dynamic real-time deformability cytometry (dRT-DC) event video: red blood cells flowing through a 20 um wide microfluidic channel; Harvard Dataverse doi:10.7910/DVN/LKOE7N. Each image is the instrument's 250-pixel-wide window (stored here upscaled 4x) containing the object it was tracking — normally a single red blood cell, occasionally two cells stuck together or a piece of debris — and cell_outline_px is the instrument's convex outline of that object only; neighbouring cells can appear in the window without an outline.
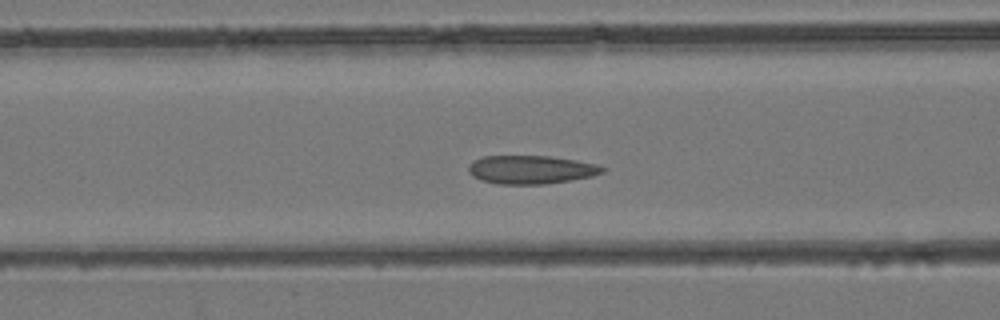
{"species": "common noctule bat (a hibernating species)", "species_latin": "Nyctalus noctula", "temperature_condition": "room temperature", "stored_images_in_passage": 35, "camera_frame_rate_fps": 3000, "um_per_image_px": 0.085, "animal": {"sex": "female", "body_mass_g": 24.6, "forearm_length_mm": 56.2}, "frame": {"image": 1, "passage_image": 14, "time_ms": 4.333, "image_size_px": [1000, 320], "cell_outline_px": [[608, 168], [604, 172], [592, 176], [572, 180], [544, 184], [500, 184], [480, 180], [472, 176], [468, 172], [468, 164], [472, 160], [484, 156], [548, 156], [576, 160], [596, 164]], "centroid_in_image_um": [45.12, 14.42], "position_along_channel_um": 121.5, "area_um2": 22.37}}
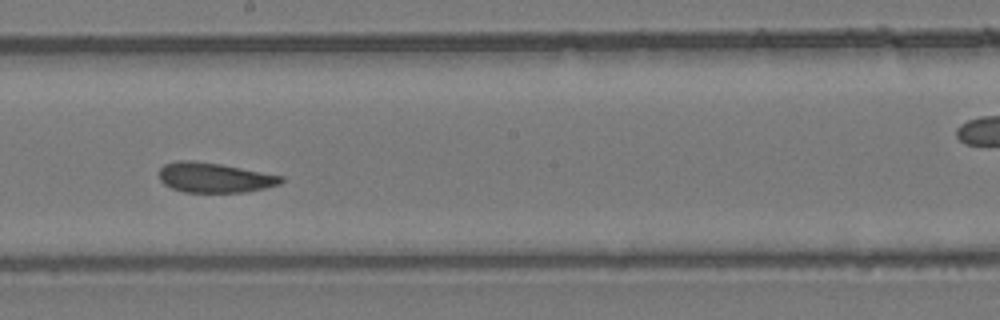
{"frame": {"image": 2, "passage_image": 21, "time_ms": 6.667, "image_size_px": [1000, 320], "cell_outline_px": [[284, 180], [280, 184], [264, 188], [244, 192], [184, 192], [172, 188], [164, 184], [160, 180], [160, 168], [164, 164], [180, 160], [192, 160], [220, 164], [284, 176]], "centroid_in_image_um": [18.23, 15.09], "position_along_channel_um": 230.0, "area_um2": 21.15}}
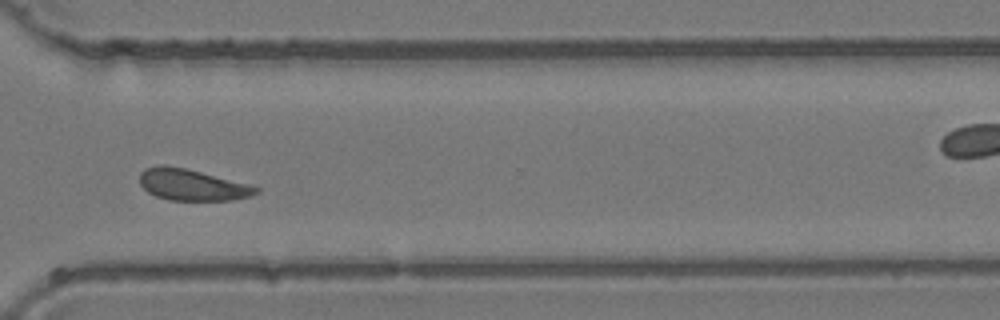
{"frame": {"image": 3, "passage_image": 29, "time_ms": 9.333, "image_size_px": [1000, 320], "cell_outline_px": [[260, 192], [252, 196], [232, 200], [168, 200], [156, 196], [148, 192], [140, 184], [140, 172], [144, 168], [160, 164], [164, 164], [184, 168], [248, 184], [260, 188]], "centroid_in_image_um": [16.31, 15.71], "position_along_channel_um": 354.3, "area_um2": 21.21}}